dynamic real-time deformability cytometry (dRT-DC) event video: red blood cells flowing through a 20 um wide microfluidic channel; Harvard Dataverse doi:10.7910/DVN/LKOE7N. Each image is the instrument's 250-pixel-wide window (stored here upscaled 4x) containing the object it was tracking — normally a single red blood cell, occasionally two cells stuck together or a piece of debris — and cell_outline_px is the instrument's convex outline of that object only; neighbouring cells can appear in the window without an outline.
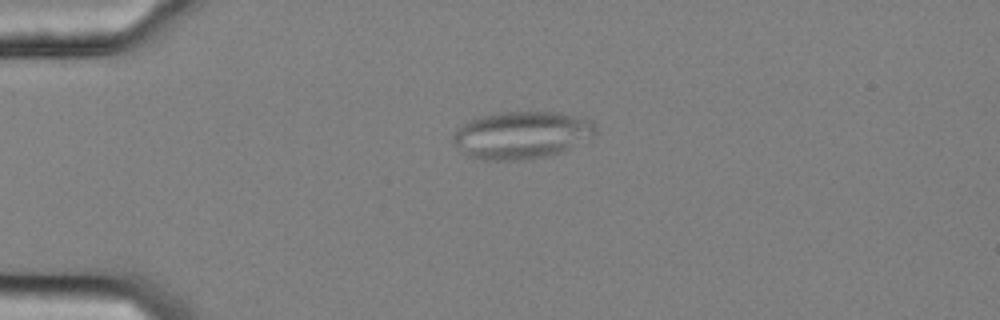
{"species": "common noctule bat (a hibernating species)", "species_latin": "Nyctalus noctula", "temperature_condition": "cold", "stored_images_in_passage": 37, "camera_frame_rate_fps": 3000, "um_per_image_px": 0.085, "animal": {"sex": "female", "body_mass_g": 25.1}, "frame": {"image": 1, "passage_image": 1, "time_ms": 0.0, "image_size_px": [1000, 320], "cell_outline_px": [[596, 132], [592, 136], [552, 156], [528, 160], [484, 160], [472, 156], [456, 144], [452, 140], [452, 136], [456, 128], [468, 120], [484, 116], [504, 112], [560, 112], [592, 120], [596, 128]], "centroid_in_image_um": [44.35, 11.47], "position_along_channel_um": 40.6, "area_um2": 39.07}}
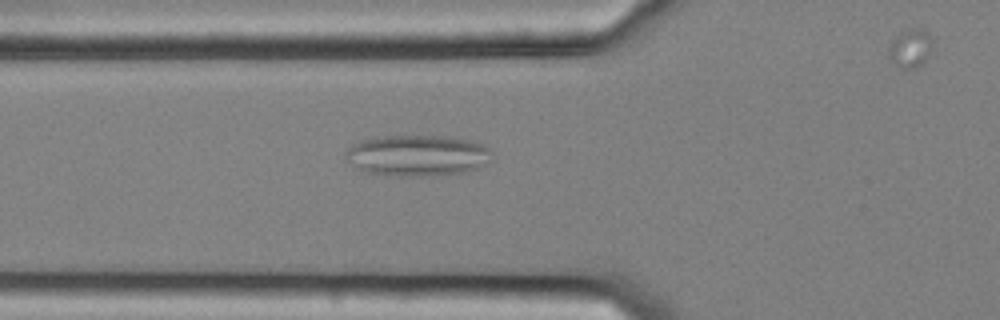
{"frame": {"image": 2, "passage_image": 8, "time_ms": 2.333, "image_size_px": [1000, 320], "cell_outline_px": [[492, 152], [488, 160], [480, 168], [464, 172], [432, 176], [388, 176], [368, 172], [356, 168], [344, 156], [344, 152], [352, 144], [360, 140], [384, 136], [452, 136], [484, 144]], "centroid_in_image_um": [35.46, 13.22], "position_along_channel_um": 90.3, "area_um2": 35.32}}
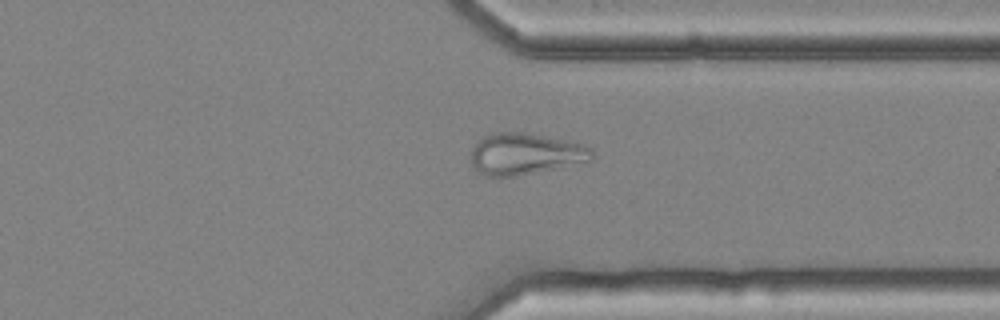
{"frame": {"image": 3, "passage_image": 31, "time_ms": 10.0, "image_size_px": [1000, 320], "cell_outline_px": [[592, 160], [516, 176], [484, 176], [472, 164], [472, 148], [484, 136], [492, 132], [528, 132], [584, 144], [592, 148]], "centroid_in_image_um": [44.64, 13.06], "position_along_channel_um": 366.8, "area_um2": 29.02}}